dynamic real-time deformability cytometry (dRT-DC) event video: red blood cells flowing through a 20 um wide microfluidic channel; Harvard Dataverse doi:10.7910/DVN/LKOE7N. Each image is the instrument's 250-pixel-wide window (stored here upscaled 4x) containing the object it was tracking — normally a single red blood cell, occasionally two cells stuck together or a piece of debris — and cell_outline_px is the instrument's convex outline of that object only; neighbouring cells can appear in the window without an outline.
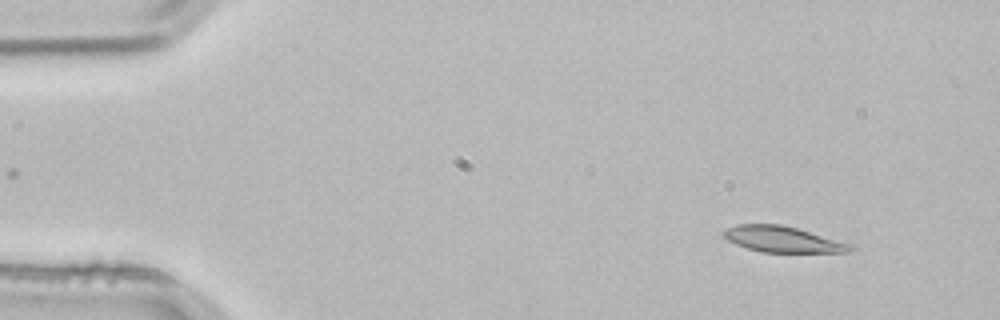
{"species": "common noctule bat (a hibernating species)", "species_latin": "Nyctalus noctula", "temperature_condition": "room temperature", "stored_images_in_passage": 3, "camera_frame_rate_fps": 3000, "um_per_image_px": 0.085, "animal": {"sex": "male", "body_mass_g": 21.5, "forearm_length_mm": 52.0}, "frame": {"image": 1, "passage_image": 1, "time_ms": 0.0, "image_size_px": [1000, 320], "cell_outline_px": [[856, 248], [848, 252], [760, 252], [736, 244], [728, 240], [720, 232], [724, 228], [736, 224], [780, 224], [796, 228], [856, 244]], "centroid_in_image_um": [66.56, 20.34], "position_along_channel_um": 18.4, "area_um2": 19.42}}
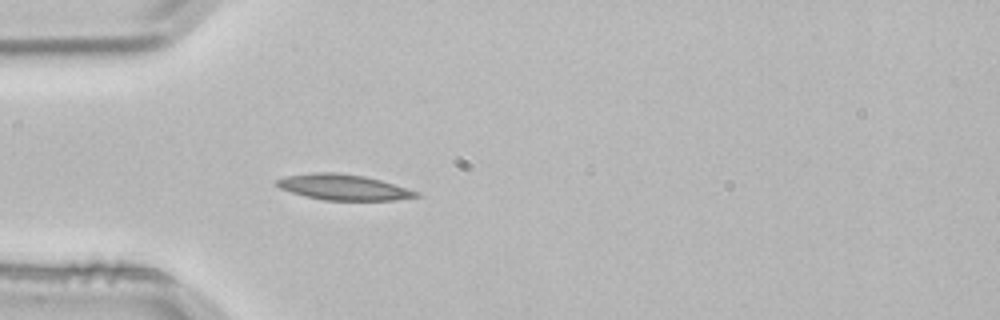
{"frame": {"image": 2, "passage_image": 3, "time_ms": 0.667, "image_size_px": [1000, 320], "cell_outline_px": [[420, 196], [396, 200], [324, 200], [304, 196], [280, 188], [276, 184], [276, 180], [288, 176], [316, 172], [336, 172], [364, 176], [380, 180], [420, 192]], "centroid_in_image_um": [29.21, 15.92], "position_along_channel_um": 55.8, "area_um2": 20.63}}